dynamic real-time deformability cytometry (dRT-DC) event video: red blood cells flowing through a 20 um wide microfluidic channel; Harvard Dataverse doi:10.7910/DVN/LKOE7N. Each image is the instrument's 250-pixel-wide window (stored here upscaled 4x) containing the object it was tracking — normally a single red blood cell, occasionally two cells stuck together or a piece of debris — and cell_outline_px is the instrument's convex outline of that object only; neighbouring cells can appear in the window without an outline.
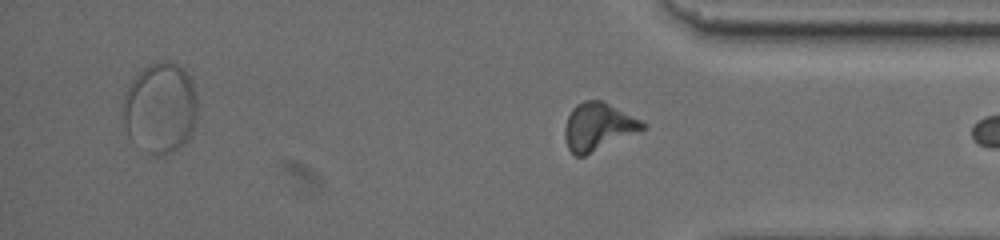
{"species": "common noctule bat (a hibernating species)", "species_latin": "Nyctalus noctula", "temperature_condition": "warm", "stored_images_in_passage": 24, "segment_of_instrument_passage": [2, 2], "camera_frame_rate_fps": 3000, "um_per_image_px": 0.085, "animal": {"sex": "female", "body_mass_g": 19.5, "forearm_length_mm": 54.1}, "frame": {"image": 1, "passage_image": 24, "time_ms": 15.0, "image_size_px": [1000, 240], "cell_outline_px": [[644, 128], [584, 156], [576, 156], [568, 148], [564, 136], [564, 128], [568, 116], [572, 108], [576, 104], [584, 100], [600, 100], [640, 120], [644, 124]], "centroid_in_image_um": [50.76, 10.76], "position_along_channel_um": 384.4, "area_um2": 20.87}}